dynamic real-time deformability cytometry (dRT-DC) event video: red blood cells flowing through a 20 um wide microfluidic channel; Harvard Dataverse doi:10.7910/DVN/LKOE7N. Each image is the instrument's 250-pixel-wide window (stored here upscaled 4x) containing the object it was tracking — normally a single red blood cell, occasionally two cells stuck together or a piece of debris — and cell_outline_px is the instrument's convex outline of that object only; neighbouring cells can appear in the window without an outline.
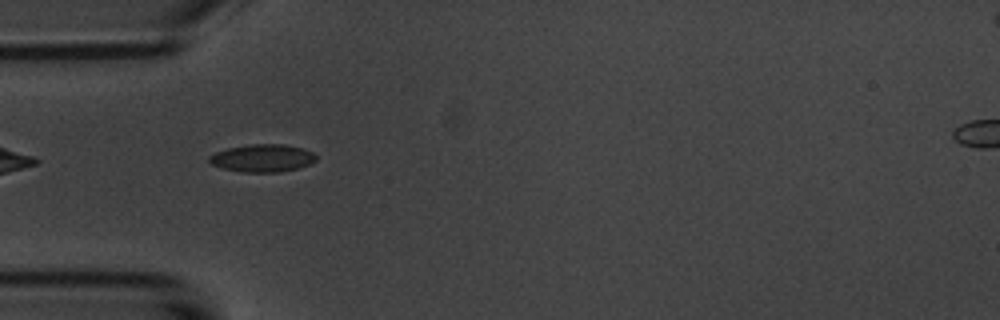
{"species": "common noctule bat (a hibernating species)", "species_latin": "Nyctalus noctula", "temperature_condition": "room temperature", "stored_images_in_passage": 8, "camera_frame_rate_fps": 3000, "um_per_image_px": 0.085, "animal": {"sex": "male", "body_mass_g": 20.1, "forearm_length_mm": 53.5}, "frame": {"image": 1, "passage_image": 2, "time_ms": 1.333, "image_size_px": [1000, 320], "cell_outline_px": [[316, 160], [300, 168], [280, 172], [240, 172], [224, 168], [212, 164], [208, 160], [208, 156], [216, 152], [228, 148], [248, 144], [284, 144], [304, 148], [312, 152], [316, 156]], "centroid_in_image_um": [22.32, 13.43], "position_along_channel_um": 62.7, "area_um2": 17.28}}
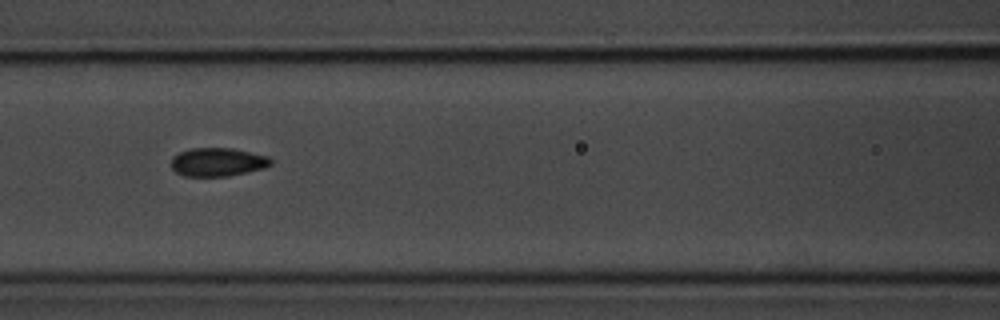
{"frame": {"image": 2, "passage_image": 4, "time_ms": 3.667, "image_size_px": [1000, 320], "cell_outline_px": [[272, 164], [264, 168], [248, 172], [228, 176], [184, 176], [176, 172], [172, 168], [172, 156], [180, 152], [192, 148], [232, 148], [268, 156], [272, 160]], "centroid_in_image_um": [18.51, 13.77], "position_along_channel_um": 148.1, "area_um2": 16.53}}
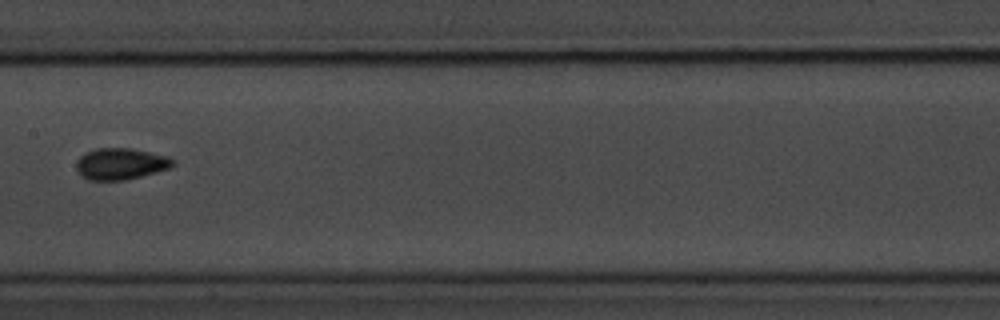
{"frame": {"image": 3, "passage_image": 5, "time_ms": 5.0, "image_size_px": [1000, 320], "cell_outline_px": [[176, 164], [172, 168], [128, 180], [88, 180], [80, 176], [76, 172], [76, 160], [84, 152], [96, 148], [132, 148], [168, 156], [176, 160]], "centroid_in_image_um": [10.26, 13.93], "position_along_channel_um": 197.1, "area_um2": 18.26}}